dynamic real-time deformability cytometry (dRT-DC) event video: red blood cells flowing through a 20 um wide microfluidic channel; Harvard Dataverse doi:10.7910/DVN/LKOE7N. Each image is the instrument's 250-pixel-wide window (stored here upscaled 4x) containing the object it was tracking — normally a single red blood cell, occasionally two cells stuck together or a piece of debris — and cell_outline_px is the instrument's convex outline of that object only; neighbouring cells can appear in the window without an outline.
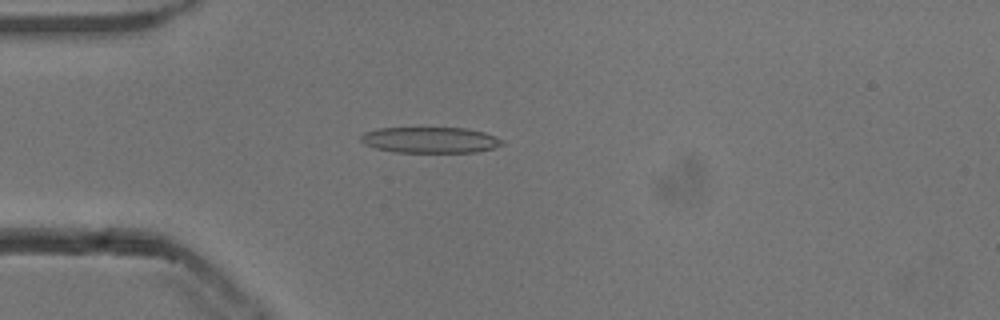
{"species": "common noctule bat (a hibernating species)", "species_latin": "Nyctalus noctula", "temperature_condition": "cold", "stored_images_in_passage": 48, "camera_frame_rate_fps": 3000, "um_per_image_px": 0.085, "animal": {"sex": "male", "body_mass_g": 13.3}, "frame": {"image": 1, "passage_image": 9, "time_ms": 2.667, "image_size_px": [1000, 320], "cell_outline_px": [[504, 144], [492, 148], [476, 152], [392, 152], [376, 148], [364, 144], [360, 140], [360, 136], [364, 132], [380, 128], [464, 128], [484, 132], [504, 140]], "centroid_in_image_um": [36.55, 11.9], "position_along_channel_um": 48.5, "area_um2": 21.33}}
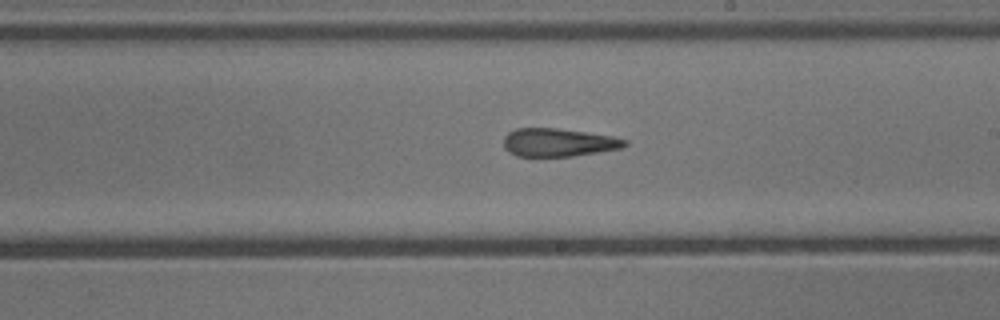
{"frame": {"image": 2, "passage_image": 25, "time_ms": 8.0, "image_size_px": [1000, 320], "cell_outline_px": [[628, 144], [620, 148], [572, 156], [516, 156], [508, 152], [504, 148], [504, 136], [508, 132], [516, 128], [556, 128], [612, 136], [628, 140]], "centroid_in_image_um": [47.42, 12.1], "position_along_channel_um": 241.6, "area_um2": 19.77}}
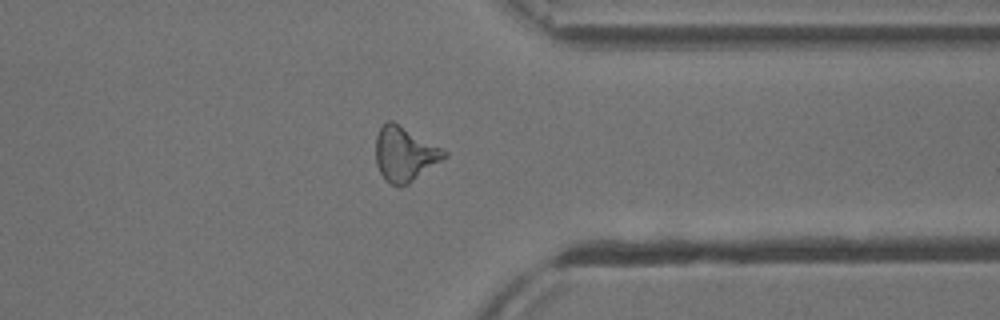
{"frame": {"image": 3, "passage_image": 36, "time_ms": 11.667, "image_size_px": [1000, 320], "cell_outline_px": [[448, 156], [408, 184], [400, 188], [396, 188], [380, 172], [376, 164], [376, 136], [380, 128], [388, 120], [392, 120], [448, 152]], "centroid_in_image_um": [34.39, 13.1], "position_along_channel_um": 377.0, "area_um2": 21.5}, "authors_computed_cell_mechanics": {"area_um2": 21.4438, "velocity_mm_per_s": 3.8562, "shape_relaxation_time_tau1_ms": null, "shape_relaxation_time_tau2_ms": 4.4996, "deformation_change_tau1": null, "deformation_change_tau2": 0.1707}}